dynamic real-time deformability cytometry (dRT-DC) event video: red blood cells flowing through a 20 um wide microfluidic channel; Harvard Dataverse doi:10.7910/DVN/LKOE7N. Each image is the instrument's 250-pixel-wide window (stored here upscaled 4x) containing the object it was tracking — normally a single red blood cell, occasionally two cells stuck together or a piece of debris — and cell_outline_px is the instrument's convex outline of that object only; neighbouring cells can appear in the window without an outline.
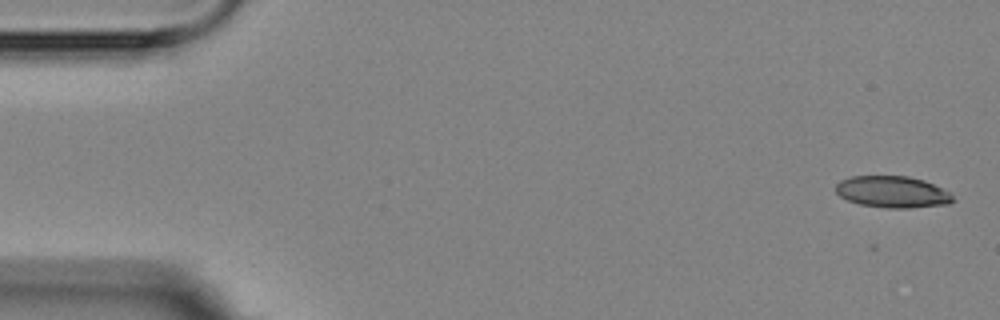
{"species": "Egyptian fruit bat (a non-hibernating species)", "species_latin": "Rousettus aegyptiacus", "temperature_condition": "room temperature", "stored_images_in_passage": 5, "camera_frame_rate_fps": 3000, "um_per_image_px": 0.085, "animal": {"sex": "female"}, "frame": {"image": 1, "passage_image": 1, "time_ms": 0.0, "image_size_px": [1000, 320], "cell_outline_px": [[952, 200], [948, 204], [908, 208], [888, 208], [860, 204], [848, 200], [840, 196], [836, 192], [836, 184], [840, 180], [852, 176], [908, 176], [924, 180], [948, 192], [952, 196]], "centroid_in_image_um": [75.82, 16.31], "position_along_channel_um": 9.2, "area_um2": 21.33}}
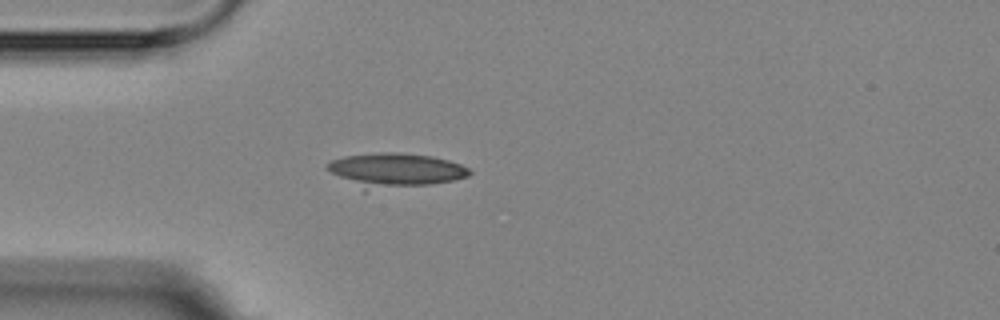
{"frame": {"image": 2, "passage_image": 5, "time_ms": 4.333, "image_size_px": [1000, 320], "cell_outline_px": [[472, 172], [468, 176], [452, 180], [428, 184], [364, 192], [324, 168], [332, 160], [344, 156], [380, 152], [400, 152], [432, 156], [448, 160], [460, 164], [468, 168]], "centroid_in_image_um": [33.54, 14.47], "position_along_channel_um": 51.5, "area_um2": 28.5}}